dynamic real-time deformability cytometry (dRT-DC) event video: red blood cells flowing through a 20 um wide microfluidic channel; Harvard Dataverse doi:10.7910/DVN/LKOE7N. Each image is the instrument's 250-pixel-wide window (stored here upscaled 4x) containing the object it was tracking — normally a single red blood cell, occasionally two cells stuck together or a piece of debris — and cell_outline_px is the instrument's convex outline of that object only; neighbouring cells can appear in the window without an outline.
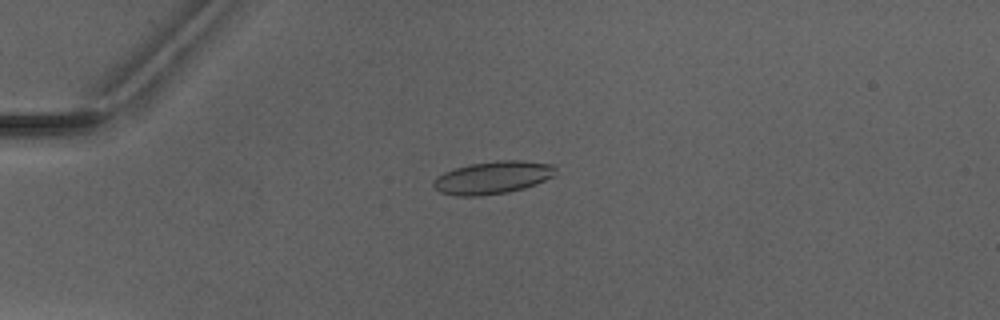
{"species": "Egyptian fruit bat (a non-hibernating species)", "species_latin": "Rousettus aegyptiacus", "temperature_condition": "warm", "stored_images_in_passage": 6, "camera_frame_rate_fps": 3000, "um_per_image_px": 0.085, "animal": {"sex": "male"}, "frame": {"image": 1, "passage_image": 4, "time_ms": 3.333, "image_size_px": [1000, 320], "cell_outline_px": [[556, 168], [552, 176], [536, 184], [524, 188], [508, 192], [480, 196], [456, 196], [440, 192], [432, 188], [432, 180], [436, 176], [452, 168], [468, 164], [496, 160], [520, 160], [552, 164]], "centroid_in_image_um": [41.8, 15.09], "position_along_channel_um": 43.2, "area_um2": 23.52}}